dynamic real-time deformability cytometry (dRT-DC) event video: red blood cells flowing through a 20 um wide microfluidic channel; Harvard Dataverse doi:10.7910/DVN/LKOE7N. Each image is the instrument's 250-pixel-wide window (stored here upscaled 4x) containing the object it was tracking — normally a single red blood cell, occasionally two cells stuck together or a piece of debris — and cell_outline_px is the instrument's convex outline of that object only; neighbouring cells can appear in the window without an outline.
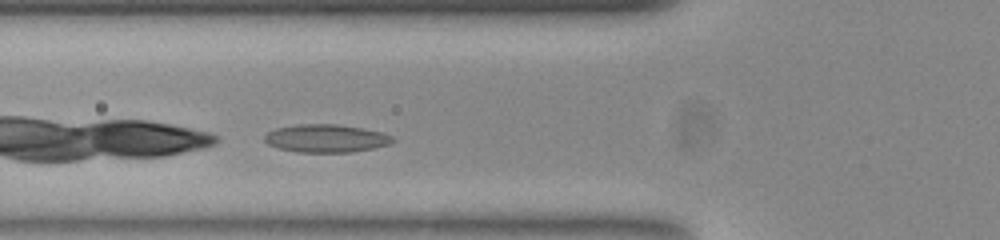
{"species": "common noctule bat (a hibernating species)", "species_latin": "Nyctalus noctula", "temperature_condition": "room temperature", "stored_images_in_passage": 25, "camera_frame_rate_fps": 3000, "um_per_image_px": 0.085, "animal": {"sex": "female", "body_mass_g": 23.0, "forearm_length_mm": 53.4}, "frame": {"image": 1, "passage_image": 3, "time_ms": 0.667, "image_size_px": [1000, 240], "cell_outline_px": [[396, 140], [388, 144], [372, 148], [352, 152], [296, 152], [280, 148], [268, 144], [264, 140], [264, 136], [268, 132], [276, 128], [300, 124], [336, 124], [360, 128], [380, 132], [392, 136]], "centroid_in_image_um": [27.69, 11.76], "position_along_channel_um": 98.1, "area_um2": 20.63}}
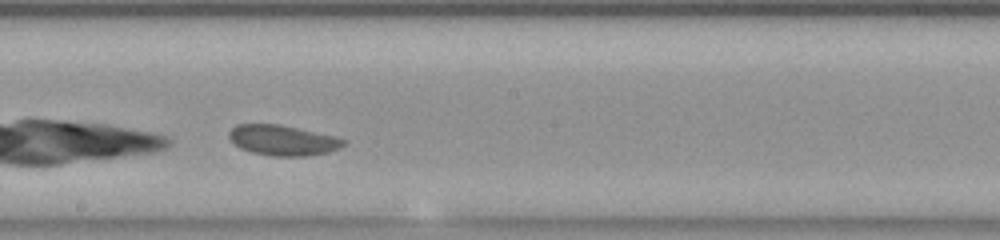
{"frame": {"image": 2, "passage_image": 13, "time_ms": 4.0, "image_size_px": [1000, 240], "cell_outline_px": [[348, 144], [340, 148], [328, 152], [308, 156], [272, 156], [252, 152], [240, 148], [228, 136], [228, 132], [236, 124], [276, 124], [336, 136], [348, 140]], "centroid_in_image_um": [24.08, 11.93], "position_along_channel_um": 224.1, "area_um2": 20.29}}
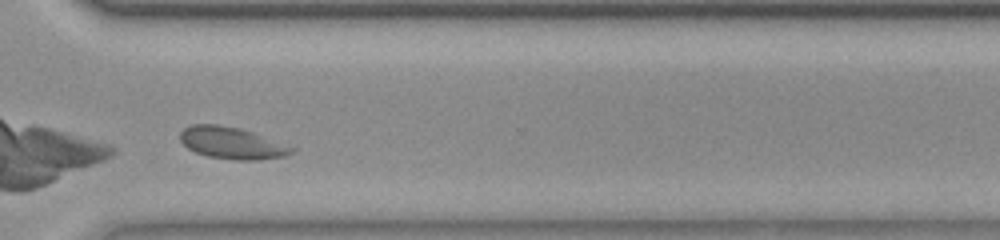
{"frame": {"image": 3, "passage_image": 23, "time_ms": 7.333, "image_size_px": [1000, 240], "cell_outline_px": [[296, 148], [292, 152], [284, 156], [260, 160], [232, 160], [208, 156], [196, 152], [188, 148], [180, 140], [180, 132], [184, 128], [192, 124], [216, 124], [240, 128], [252, 132]], "centroid_in_image_um": [19.69, 12.16], "position_along_channel_um": 350.9, "area_um2": 20.58}}